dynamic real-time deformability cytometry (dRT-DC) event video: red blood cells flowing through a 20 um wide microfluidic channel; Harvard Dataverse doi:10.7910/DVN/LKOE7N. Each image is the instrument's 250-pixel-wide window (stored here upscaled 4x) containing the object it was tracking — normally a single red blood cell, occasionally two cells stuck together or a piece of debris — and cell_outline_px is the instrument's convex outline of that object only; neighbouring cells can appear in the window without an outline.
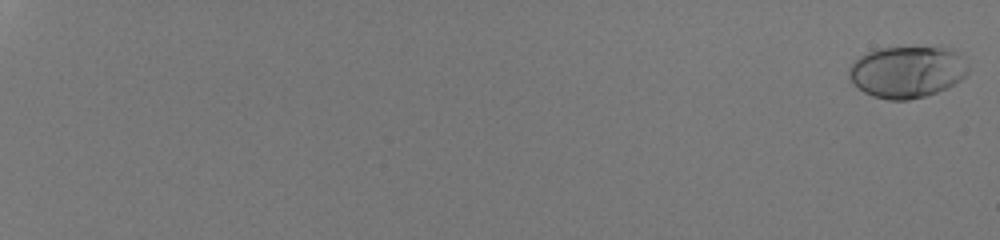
{"species": "human", "species_latin": "Homo sapiens", "temperature_condition": "room temperature", "stored_images_in_passage": 55, "camera_frame_rate_fps": 3000, "um_per_image_px": 0.085, "donor": {"sex": "male"}, "frame": {"image": 1, "passage_image": 1, "time_ms": 0.0, "image_size_px": [1000, 240], "cell_outline_px": [[968, 72], [960, 80], [948, 88], [924, 96], [908, 100], [888, 100], [872, 96], [864, 92], [848, 76], [848, 68], [860, 56], [876, 48], [940, 44], [956, 48], [968, 68]], "centroid_in_image_um": [77.16, 6.04], "position_along_channel_um": 7.8, "area_um2": 36.88}}
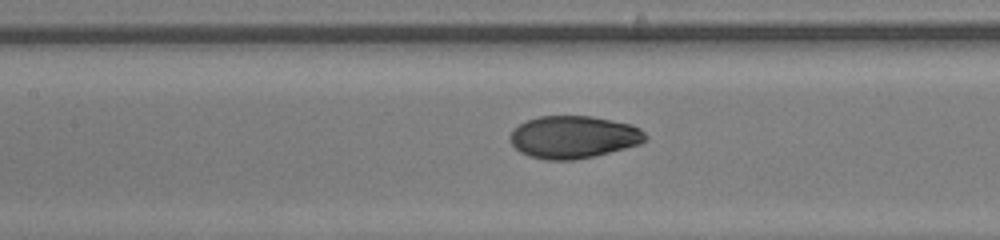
{"frame": {"image": 2, "passage_image": 32, "time_ms": 10.333, "image_size_px": [1000, 240], "cell_outline_px": [[648, 140], [640, 144], [592, 156], [572, 160], [548, 160], [528, 156], [520, 152], [512, 144], [508, 136], [512, 128], [528, 120], [540, 116], [592, 116], [632, 124], [640, 128], [648, 136]], "centroid_in_image_um": [48.74, 11.64], "position_along_channel_um": 158.7, "area_um2": 33.58}}
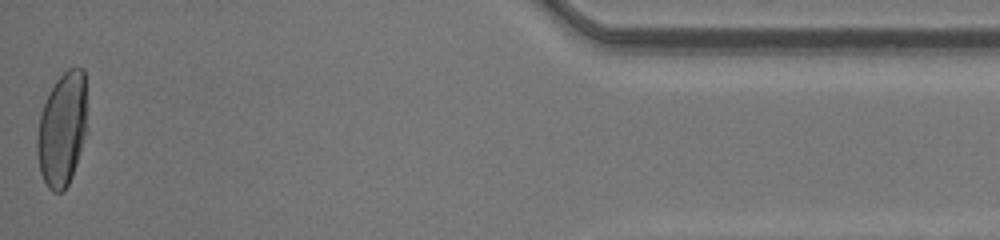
{"frame": {"image": 3, "passage_image": 55, "time_ms": 18.0, "image_size_px": [1000, 240], "cell_outline_px": [[88, 132], [72, 176], [64, 192], [52, 192], [48, 188], [40, 172], [36, 152], [36, 136], [40, 116], [44, 104], [56, 80], [68, 68], [84, 68], [88, 128]], "centroid_in_image_um": [5.31, 11.01], "position_along_channel_um": 429.9, "area_um2": 33.76}, "authors_computed_cell_mechanics": {"area_um2": 33.524, "velocity_mm_per_s": 4.2669, "shape_relaxation_time_tau1_ms": 4.1601, "shape_relaxation_time_tau2_ms": null, "deformation_change_tau1": 0.1865, "deformation_change_tau2": null}}